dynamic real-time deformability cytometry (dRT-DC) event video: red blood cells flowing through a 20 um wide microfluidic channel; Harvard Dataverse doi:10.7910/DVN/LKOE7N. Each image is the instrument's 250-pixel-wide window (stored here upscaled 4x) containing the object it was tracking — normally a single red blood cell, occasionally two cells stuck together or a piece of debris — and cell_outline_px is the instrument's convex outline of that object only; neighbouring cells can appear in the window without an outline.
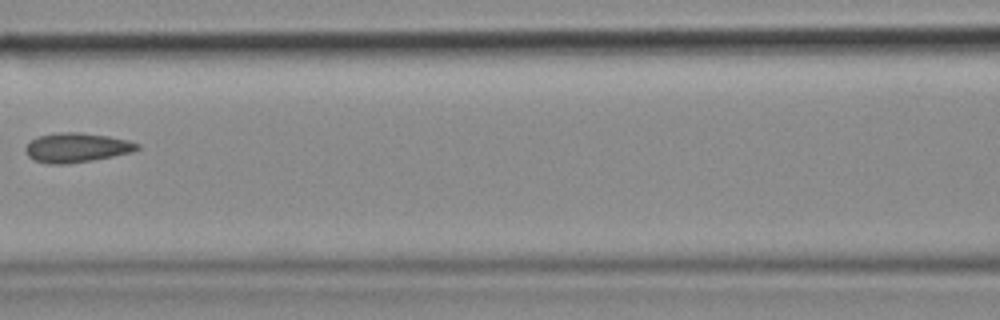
{"species": "common noctule bat (a hibernating species)", "species_latin": "Nyctalus noctula", "temperature_condition": "cold", "stored_images_in_passage": 5, "camera_frame_rate_fps": 3000, "um_per_image_px": 0.085, "animal": {"sex": "female", "body_mass_g": 18.4}, "frame": {"image": 1, "passage_image": 5, "time_ms": 1.333, "image_size_px": [1000, 320], "cell_outline_px": [[140, 148], [132, 152], [92, 160], [68, 164], [48, 164], [32, 160], [24, 152], [24, 148], [32, 140], [40, 136], [60, 132], [80, 132], [108, 136], [128, 140], [140, 144]], "centroid_in_image_um": [6.5, 12.55], "position_along_channel_um": 160.1, "area_um2": 19.19}}